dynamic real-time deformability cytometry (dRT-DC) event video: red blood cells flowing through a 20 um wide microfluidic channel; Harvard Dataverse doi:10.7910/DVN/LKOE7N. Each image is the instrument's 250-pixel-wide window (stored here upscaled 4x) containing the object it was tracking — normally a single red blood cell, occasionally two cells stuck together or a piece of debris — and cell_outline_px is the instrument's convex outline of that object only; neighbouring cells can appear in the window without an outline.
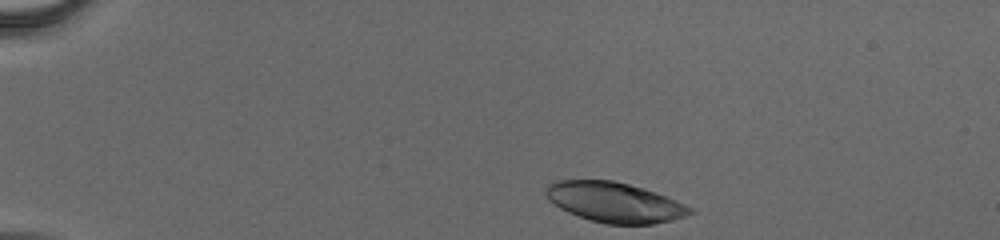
{"species": "human", "species_latin": "Homo sapiens", "temperature_condition": "cold", "stored_images_in_passage": 40, "camera_frame_rate_fps": 3000, "um_per_image_px": 0.085, "donor": {"sex": "male"}, "frame": {"image": 1, "passage_image": 1, "time_ms": 0.0, "image_size_px": [1000, 240], "cell_outline_px": [[696, 212], [688, 216], [672, 220], [652, 224], [608, 224], [592, 220], [568, 212], [560, 208], [548, 200], [544, 192], [548, 184], [552, 180], [612, 180], [628, 184], [656, 192], [676, 200], [692, 208]], "centroid_in_image_um": [52.24, 17.19], "position_along_channel_um": 32.8, "area_um2": 33.7}}
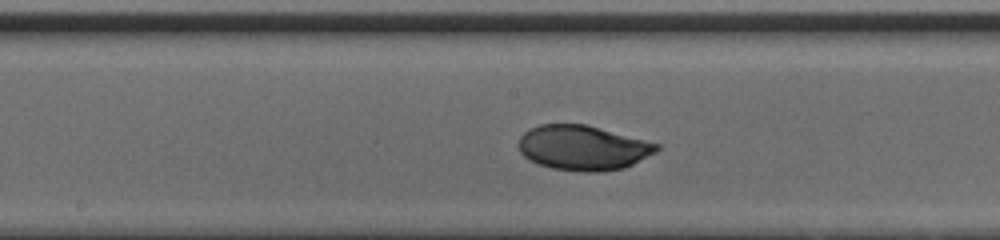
{"frame": {"image": 2, "passage_image": 21, "time_ms": 6.667, "image_size_px": [1000, 240], "cell_outline_px": [[660, 148], [656, 152], [624, 168], [600, 172], [584, 172], [552, 168], [528, 160], [520, 152], [520, 136], [524, 132], [540, 124], [588, 124], [660, 144]], "centroid_in_image_um": [49.57, 12.56], "position_along_channel_um": 198.6, "area_um2": 36.07}}
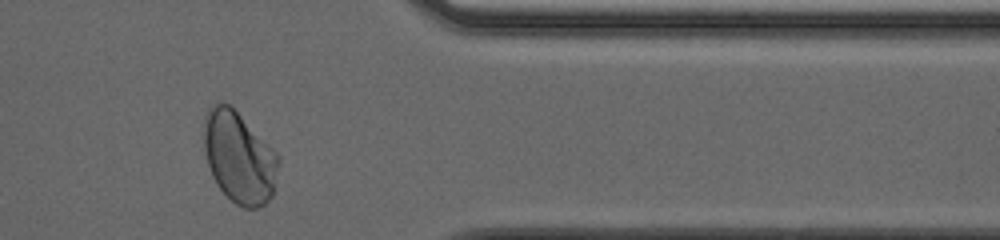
{"frame": {"image": 3, "passage_image": 37, "time_ms": 12.0, "image_size_px": [1000, 240], "cell_outline_px": [[280, 160], [272, 196], [264, 204], [256, 208], [244, 208], [236, 204], [216, 184], [212, 176], [208, 164], [204, 148], [204, 120], [208, 108], [212, 104], [228, 104], [280, 156]], "centroid_in_image_um": [20.32, 13.4], "position_along_channel_um": 391.1, "area_um2": 39.13}}